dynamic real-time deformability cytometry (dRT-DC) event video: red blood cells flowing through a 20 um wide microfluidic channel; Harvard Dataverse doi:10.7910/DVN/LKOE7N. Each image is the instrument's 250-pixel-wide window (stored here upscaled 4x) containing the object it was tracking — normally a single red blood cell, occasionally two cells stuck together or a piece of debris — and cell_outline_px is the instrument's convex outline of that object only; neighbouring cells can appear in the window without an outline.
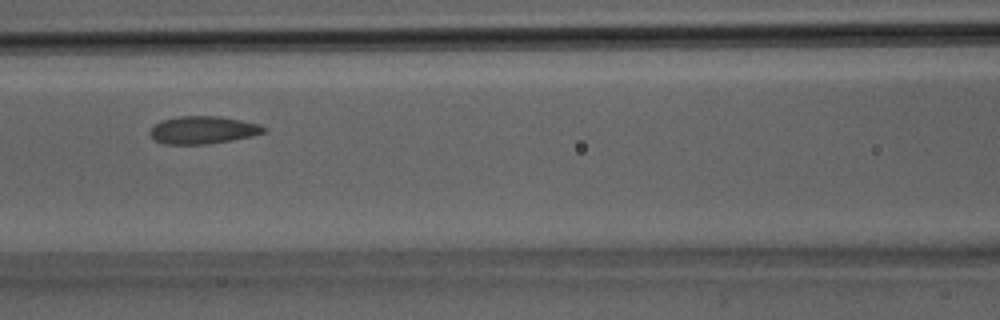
{"species": "Egyptian fruit bat (a non-hibernating species)", "species_latin": "Rousettus aegyptiacus", "temperature_condition": "room temperature", "stored_images_in_passage": 25, "camera_frame_rate_fps": 3000, "um_per_image_px": 0.085, "animal": {"sex": "male"}, "frame": {"image": 1, "passage_image": 8, "time_ms": 2.333, "image_size_px": [1000, 320], "cell_outline_px": [[268, 132], [252, 136], [232, 140], [208, 144], [164, 144], [156, 140], [148, 132], [160, 120], [180, 116], [220, 116], [260, 124], [268, 128]], "centroid_in_image_um": [17.3, 11.05], "position_along_channel_um": 149.3, "area_um2": 18.44}}
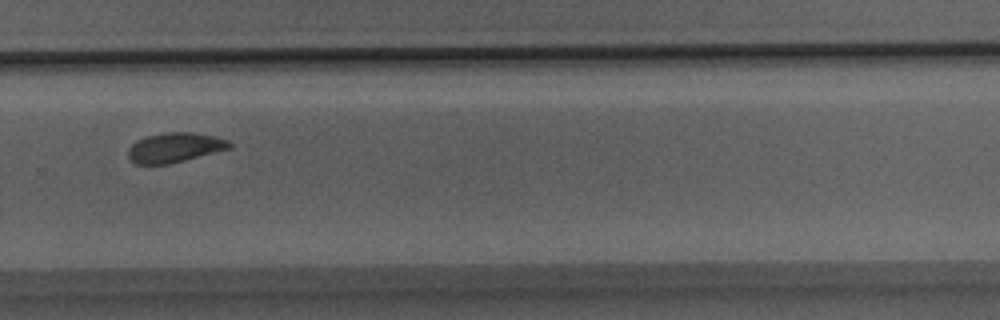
{"frame": {"image": 2, "passage_image": 16, "time_ms": 5.0, "image_size_px": [1000, 320], "cell_outline_px": [[232, 148], [168, 164], [136, 164], [128, 156], [128, 148], [136, 140], [148, 136], [168, 132], [192, 132], [212, 136], [228, 140], [232, 144]], "centroid_in_image_um": [14.85, 12.54], "position_along_channel_um": 314.9, "area_um2": 17.34}}
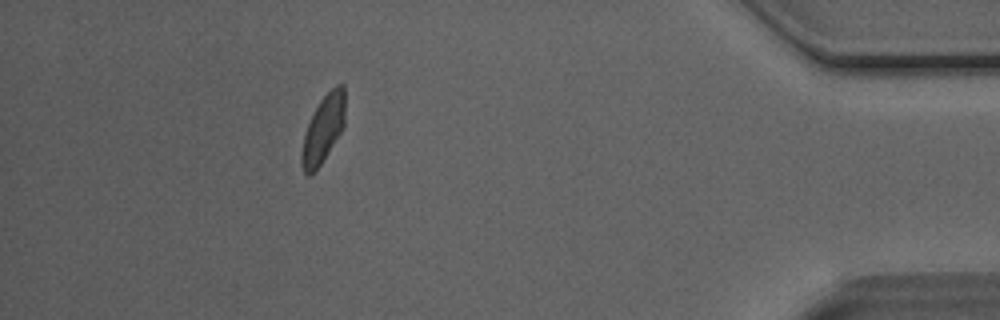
{"frame": {"image": 3, "passage_image": 23, "time_ms": 7.333, "image_size_px": [1000, 320], "cell_outline_px": [[344, 128], [320, 164], [308, 176], [304, 172], [300, 160], [300, 156], [304, 132], [320, 100], [336, 84], [344, 84]], "centroid_in_image_um": [27.47, 10.96], "position_along_channel_um": 407.7, "area_um2": 16.82}}